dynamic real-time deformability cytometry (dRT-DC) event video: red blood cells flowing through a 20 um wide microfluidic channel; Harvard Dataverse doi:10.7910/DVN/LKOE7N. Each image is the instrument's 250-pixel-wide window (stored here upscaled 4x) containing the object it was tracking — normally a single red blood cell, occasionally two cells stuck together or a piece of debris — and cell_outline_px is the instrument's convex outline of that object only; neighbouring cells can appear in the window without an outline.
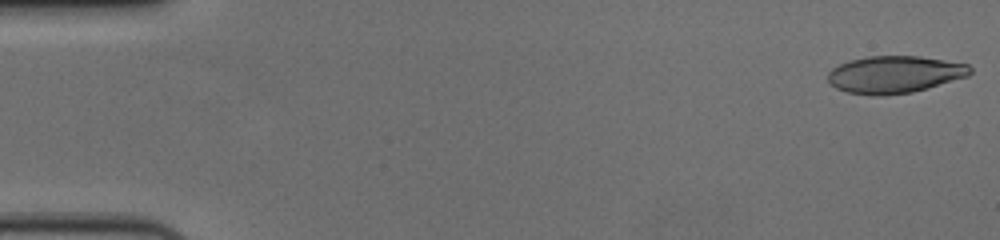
{"species": "human", "species_latin": "Homo sapiens", "temperature_condition": "cold", "stored_images_in_passage": 57, "camera_frame_rate_fps": 3000, "um_per_image_px": 0.085, "donor": {"sex": "female"}, "frame": {"image": 1, "passage_image": 1, "time_ms": 0.0, "image_size_px": [1000, 240], "cell_outline_px": [[972, 72], [968, 76], [928, 88], [912, 92], [884, 96], [872, 96], [848, 92], [836, 88], [828, 84], [828, 72], [832, 68], [848, 60], [868, 56], [920, 56], [968, 64], [972, 68]], "centroid_in_image_um": [76.02, 6.33], "position_along_channel_um": 9.0, "area_um2": 31.1}}
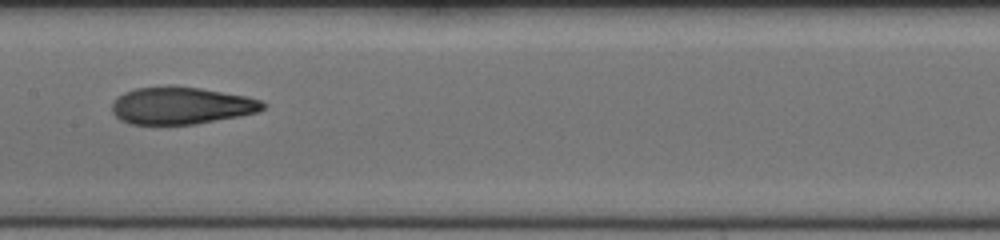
{"frame": {"image": 2, "passage_image": 29, "time_ms": 9.333, "image_size_px": [1000, 240], "cell_outline_px": [[268, 104], [264, 108], [256, 112], [240, 116], [196, 124], [128, 124], [120, 120], [112, 112], [112, 100], [124, 92], [136, 88], [172, 84], [200, 88], [248, 96], [260, 100]], "centroid_in_image_um": [15.39, 8.96], "position_along_channel_um": 192.0, "area_um2": 33.23}}
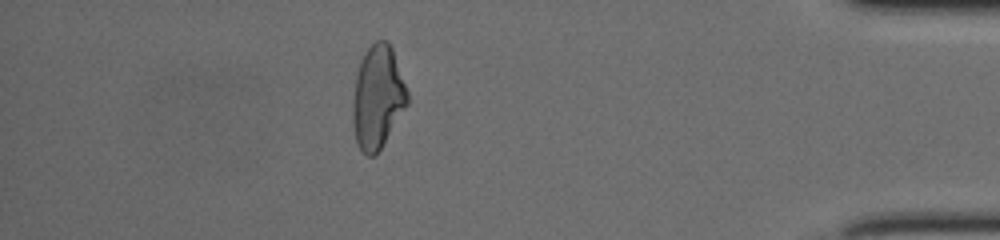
{"frame": {"image": 3, "passage_image": 50, "time_ms": 16.333, "image_size_px": [1000, 240], "cell_outline_px": [[408, 104], [380, 148], [372, 156], [368, 156], [360, 148], [356, 140], [352, 120], [352, 100], [356, 72], [360, 60], [364, 52], [376, 40], [388, 40], [392, 48], [408, 92]], "centroid_in_image_um": [32.08, 8.21], "position_along_channel_um": 403.1, "area_um2": 32.66}, "authors_computed_cell_mechanics": {"area_um2": 32.946, "velocity_mm_per_s": 3.6533, "shape_relaxation_time_tau1_ms": 7.8057, "shape_relaxation_time_tau2_ms": 2.1118, "deformation_change_tau1": 0.225, "deformation_change_tau2": 0.097}}